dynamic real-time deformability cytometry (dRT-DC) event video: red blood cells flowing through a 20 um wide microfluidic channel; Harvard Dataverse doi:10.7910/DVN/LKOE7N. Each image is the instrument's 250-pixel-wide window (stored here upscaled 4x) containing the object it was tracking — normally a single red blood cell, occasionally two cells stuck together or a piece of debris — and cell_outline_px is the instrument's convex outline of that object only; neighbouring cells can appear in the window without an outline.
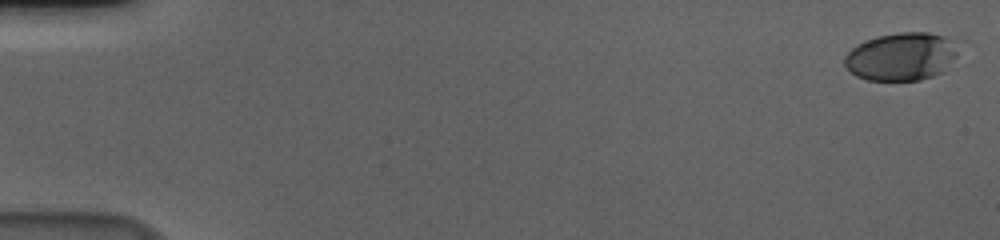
{"species": "human", "species_latin": "Homo sapiens", "temperature_condition": "cold", "stored_images_in_passage": 57, "camera_frame_rate_fps": 3000, "um_per_image_px": 0.085, "donor": {"sex": "male"}, "frame": {"image": 1, "passage_image": 1, "time_ms": 0.0, "image_size_px": [1000, 240], "cell_outline_px": [[956, 56], [944, 72], [920, 80], [868, 80], [856, 76], [844, 64], [844, 56], [856, 44], [876, 36], [900, 32], [928, 32], [944, 36], [952, 40], [956, 44]], "centroid_in_image_um": [76.61, 4.8], "position_along_channel_um": 8.4, "area_um2": 31.79}}
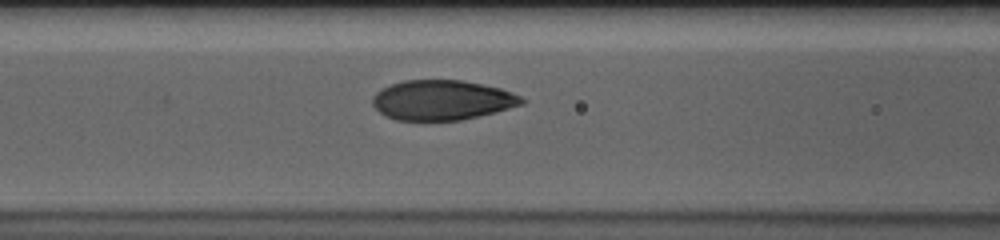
{"frame": {"image": 2, "passage_image": 25, "time_ms": 8.0, "image_size_px": [1000, 240], "cell_outline_px": [[528, 100], [524, 104], [496, 112], [460, 120], [396, 120], [384, 116], [372, 104], [372, 96], [380, 88], [404, 80], [464, 80], [500, 88], [512, 92]], "centroid_in_image_um": [37.58, 8.5], "position_along_channel_um": 129.0, "area_um2": 34.91}}
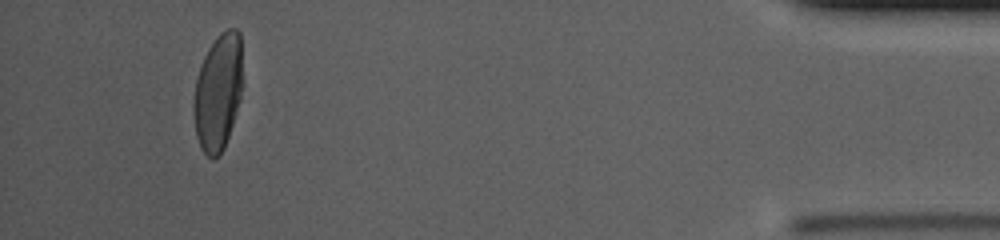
{"frame": {"image": 3, "passage_image": 54, "time_ms": 17.667, "image_size_px": [1000, 240], "cell_outline_px": [[240, 100], [224, 148], [212, 160], [200, 148], [196, 136], [192, 108], [192, 100], [196, 80], [200, 64], [208, 48], [216, 36], [220, 32], [228, 28], [236, 28], [240, 32]], "centroid_in_image_um": [18.48, 7.83], "position_along_channel_um": 416.7, "area_um2": 33.12}, "authors_computed_cell_mechanics": {"area_um2": 34.3332, "velocity_mm_per_s": 3.636, "shape_relaxation_time_tau1_ms": 3.8496, "shape_relaxation_time_tau2_ms": null, "deformation_change_tau1": 0.1882, "deformation_change_tau2": null}}